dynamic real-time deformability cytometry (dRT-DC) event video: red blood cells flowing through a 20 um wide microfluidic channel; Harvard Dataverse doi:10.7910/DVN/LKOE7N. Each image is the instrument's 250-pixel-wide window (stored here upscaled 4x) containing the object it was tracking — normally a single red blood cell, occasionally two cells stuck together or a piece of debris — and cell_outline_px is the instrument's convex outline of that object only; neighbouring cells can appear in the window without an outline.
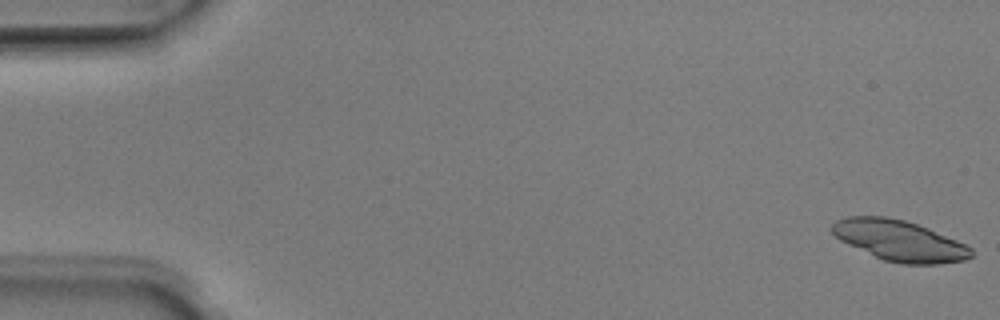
{"species": "Egyptian fruit bat (a non-hibernating species)", "species_latin": "Rousettus aegyptiacus", "temperature_condition": "room temperature", "stored_images_in_passage": 48, "camera_frame_rate_fps": 3000, "um_per_image_px": 0.085, "animal": {"sex": "male"}, "frame": {"image": 1, "passage_image": 1, "time_ms": 0.0, "image_size_px": [1000, 320], "cell_outline_px": [[972, 256], [964, 260], [940, 264], [900, 264], [884, 260], [848, 244], [840, 240], [832, 232], [832, 224], [836, 220], [844, 216], [888, 216], [904, 220], [928, 228], [956, 240], [972, 248]], "centroid_in_image_um": [76.44, 20.45], "position_along_channel_um": 8.6, "area_um2": 32.83}}
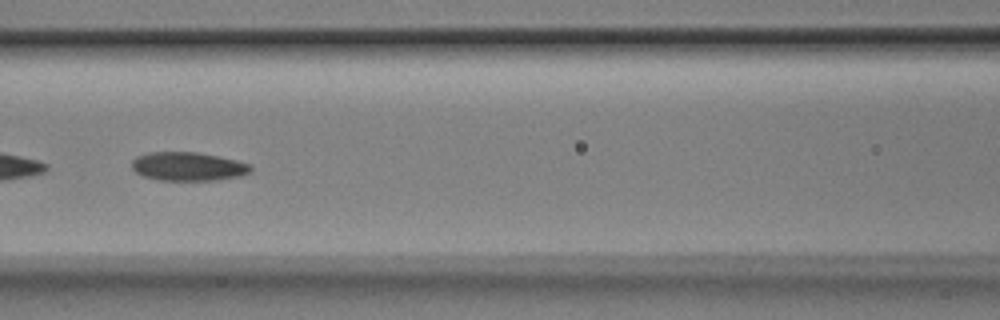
{"frame": {"image": 2, "passage_image": 23, "time_ms": 7.333, "image_size_px": [1000, 320], "cell_outline_px": [[252, 172], [240, 176], [220, 180], [160, 180], [140, 176], [132, 168], [132, 160], [136, 156], [152, 152], [196, 152], [236, 160], [252, 164]], "centroid_in_image_um": [16.0, 14.16], "position_along_channel_um": 150.6, "area_um2": 20.0}}
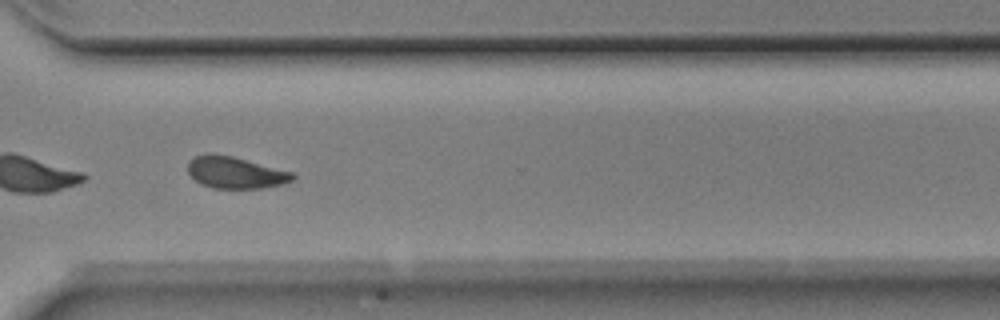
{"frame": {"image": 3, "passage_image": 38, "time_ms": 12.333, "image_size_px": [1000, 320], "cell_outline_px": [[296, 176], [292, 180], [284, 184], [260, 188], [212, 188], [200, 184], [188, 172], [188, 164], [196, 156], [232, 156], [292, 172]], "centroid_in_image_um": [20.06, 14.71], "position_along_channel_um": 350.5, "area_um2": 18.73}, "authors_computed_cell_mechanics": {"area_um2": 20.2878, "velocity_mm_per_s": 4.0013, "shape_relaxation_time_tau1_ms": 4.2216, "shape_relaxation_time_tau2_ms": 10.3614, "deformation_change_tau1": 0.1292, "deformation_change_tau2": 0.1552}}